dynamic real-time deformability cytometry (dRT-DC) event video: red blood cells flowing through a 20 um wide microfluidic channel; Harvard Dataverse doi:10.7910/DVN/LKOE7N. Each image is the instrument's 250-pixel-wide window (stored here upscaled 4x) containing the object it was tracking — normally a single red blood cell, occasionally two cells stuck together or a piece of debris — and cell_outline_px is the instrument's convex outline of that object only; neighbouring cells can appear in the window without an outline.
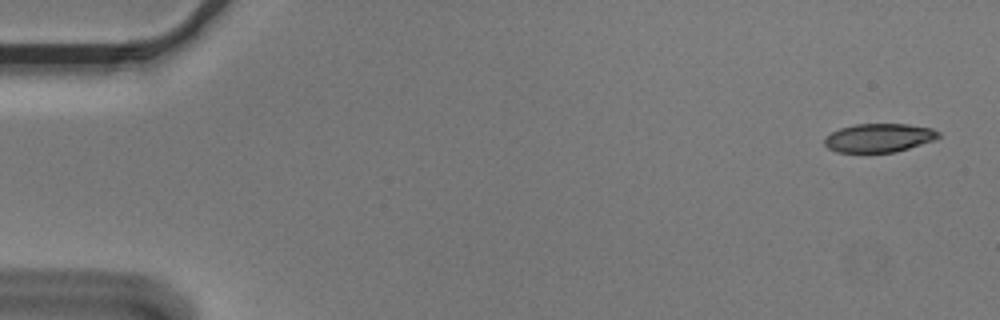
{"species": "Egyptian fruit bat (a non-hibernating species)", "species_latin": "Rousettus aegyptiacus", "temperature_condition": "cold", "stored_images_in_passage": 55, "camera_frame_rate_fps": 3000, "um_per_image_px": 0.085, "animal": {"sex": "male"}, "frame": {"image": 1, "passage_image": 2, "time_ms": 0.333, "image_size_px": [1000, 320], "cell_outline_px": [[940, 136], [936, 140], [896, 152], [836, 152], [828, 148], [824, 144], [824, 140], [832, 132], [840, 128], [856, 124], [908, 124], [932, 128], [940, 132]], "centroid_in_image_um": [74.75, 11.72], "position_along_channel_um": 10.2, "area_um2": 19.07}}
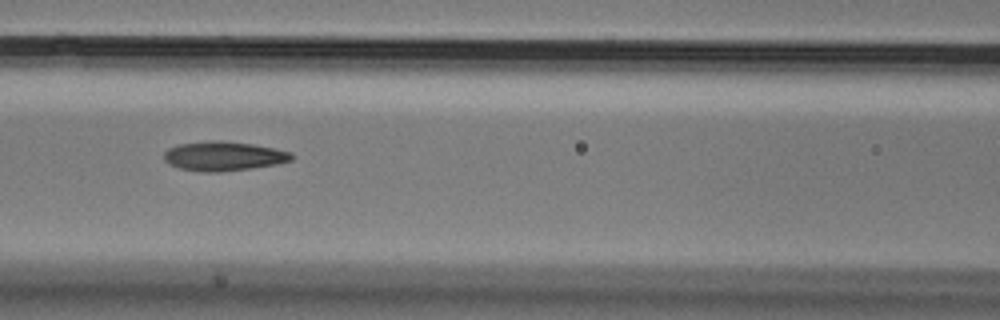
{"frame": {"image": 2, "passage_image": 24, "time_ms": 7.667, "image_size_px": [1000, 320], "cell_outline_px": [[296, 156], [292, 160], [276, 164], [252, 168], [220, 172], [204, 172], [180, 168], [168, 164], [164, 160], [164, 152], [168, 148], [176, 144], [216, 140], [220, 140], [252, 144], [276, 148], [292, 152]], "centroid_in_image_um": [19.02, 13.26], "position_along_channel_um": 147.6, "area_um2": 22.02}}
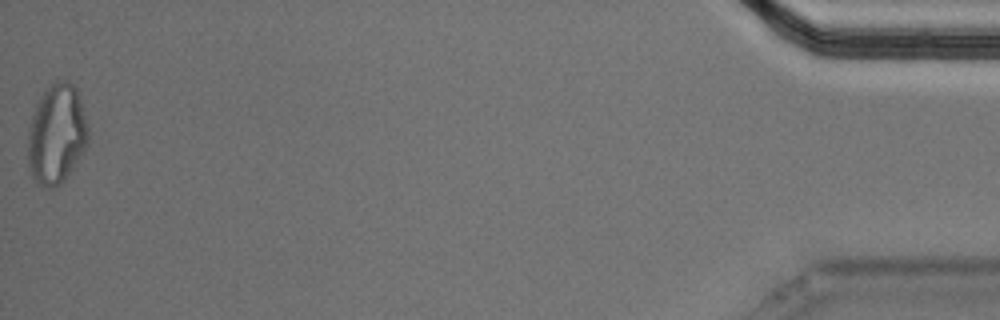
{"frame": {"image": 3, "passage_image": 55, "time_ms": 18.0, "image_size_px": [1000, 320], "cell_outline_px": [[88, 144], [64, 180], [56, 188], [44, 188], [36, 184], [32, 176], [28, 164], [28, 132], [32, 116], [36, 104], [40, 96], [56, 80], [68, 80], [76, 88], [80, 96], [88, 128]], "centroid_in_image_um": [4.8, 11.42], "position_along_channel_um": 430.4, "area_um2": 35.14}, "authors_computed_cell_mechanics": {"area_um2": 21.3282, "velocity_mm_per_s": 3.635, "shape_relaxation_time_tau1_ms": null, "shape_relaxation_time_tau2_ms": 3.5242, "deformation_change_tau1": null, "deformation_change_tau2": 0.1157}}